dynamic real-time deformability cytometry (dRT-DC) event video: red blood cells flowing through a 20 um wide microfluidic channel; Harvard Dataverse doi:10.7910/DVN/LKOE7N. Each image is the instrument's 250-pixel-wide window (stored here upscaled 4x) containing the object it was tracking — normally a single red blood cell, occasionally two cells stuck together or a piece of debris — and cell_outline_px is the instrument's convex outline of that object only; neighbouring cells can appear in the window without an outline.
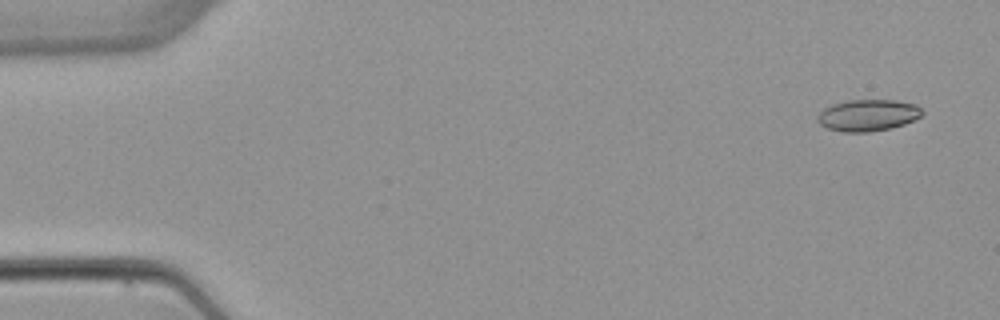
{"species": "common noctule bat (a hibernating species)", "species_latin": "Nyctalus noctula", "temperature_condition": "warm", "stored_images_in_passage": 5, "camera_frame_rate_fps": 3000, "um_per_image_px": 0.085, "animal": {"sex": "female", "body_mass_g": 22.7, "forearm_length_mm": 54.2}, "frame": {"image": 1, "passage_image": 1, "time_ms": 0.0, "image_size_px": [1000, 320], "cell_outline_px": [[924, 112], [920, 116], [904, 124], [892, 128], [868, 132], [844, 132], [828, 128], [820, 124], [816, 120], [816, 116], [824, 108], [832, 104], [848, 100], [896, 100], [916, 104]], "centroid_in_image_um": [73.76, 9.79], "position_along_channel_um": 11.2, "area_um2": 19.31}}
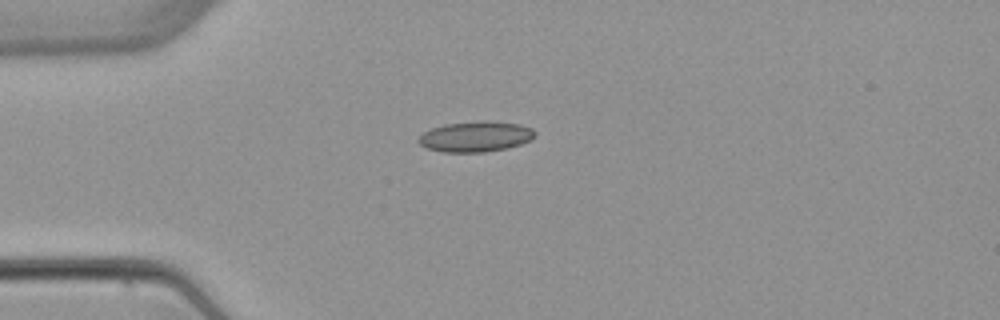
{"frame": {"image": 2, "passage_image": 4, "time_ms": 3.667, "image_size_px": [1000, 320], "cell_outline_px": [[536, 136], [532, 140], [508, 148], [484, 152], [444, 152], [428, 148], [420, 144], [416, 140], [424, 132], [432, 128], [444, 124], [480, 120], [484, 120], [520, 124], [532, 128], [536, 132]], "centroid_in_image_um": [40.46, 11.6], "position_along_channel_um": 44.5, "area_um2": 20.87}}